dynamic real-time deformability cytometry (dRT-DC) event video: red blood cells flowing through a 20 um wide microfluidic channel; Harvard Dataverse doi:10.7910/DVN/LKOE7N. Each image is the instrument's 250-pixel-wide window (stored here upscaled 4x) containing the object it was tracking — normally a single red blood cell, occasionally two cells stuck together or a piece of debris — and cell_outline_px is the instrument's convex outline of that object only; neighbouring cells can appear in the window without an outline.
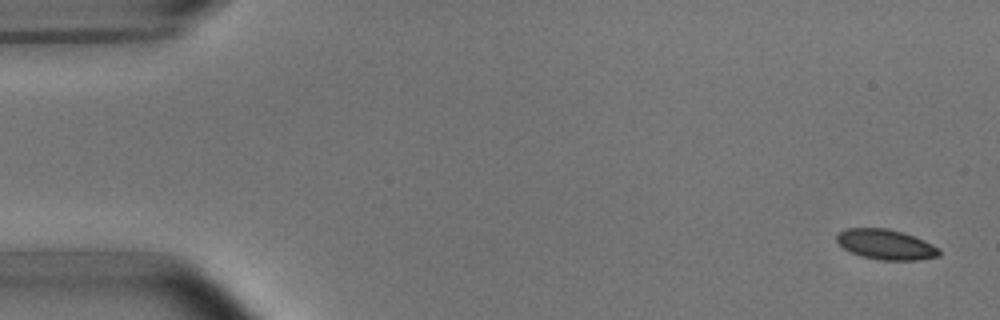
{"species": "common noctule bat (a hibernating species)", "species_latin": "Nyctalus noctula", "temperature_condition": "room temperature", "stored_images_in_passage": 4, "camera_frame_rate_fps": 3000, "um_per_image_px": 0.085, "animal": {"sex": "male", "body_mass_g": 15.6}, "frame": {"image": 1, "passage_image": 1, "time_ms": 0.0, "image_size_px": [1000, 320], "cell_outline_px": [[940, 256], [916, 260], [880, 260], [860, 256], [844, 248], [836, 240], [836, 236], [844, 228], [888, 228], [904, 232], [924, 240], [940, 248]], "centroid_in_image_um": [75.31, 20.77], "position_along_channel_um": 9.7, "area_um2": 18.09}}
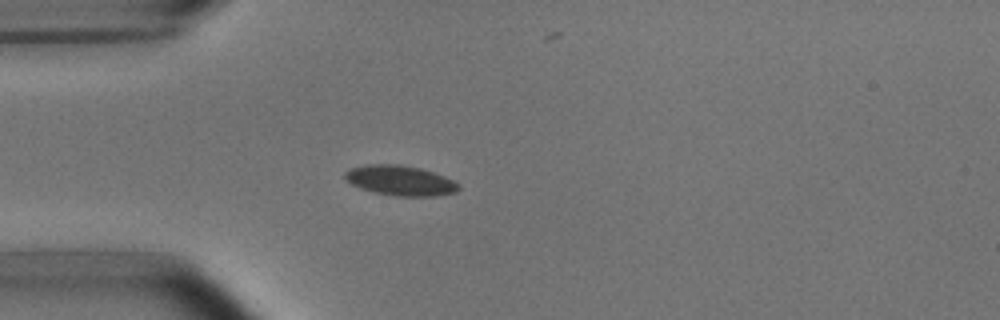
{"frame": {"image": 2, "passage_image": 4, "time_ms": 4.333, "image_size_px": [1000, 320], "cell_outline_px": [[460, 188], [456, 192], [436, 196], [396, 196], [372, 192], [360, 188], [352, 184], [344, 176], [344, 172], [352, 168], [364, 164], [400, 164], [420, 168], [444, 176], [460, 184]], "centroid_in_image_um": [34.02, 15.34], "position_along_channel_um": 51.0, "area_um2": 19.94}}